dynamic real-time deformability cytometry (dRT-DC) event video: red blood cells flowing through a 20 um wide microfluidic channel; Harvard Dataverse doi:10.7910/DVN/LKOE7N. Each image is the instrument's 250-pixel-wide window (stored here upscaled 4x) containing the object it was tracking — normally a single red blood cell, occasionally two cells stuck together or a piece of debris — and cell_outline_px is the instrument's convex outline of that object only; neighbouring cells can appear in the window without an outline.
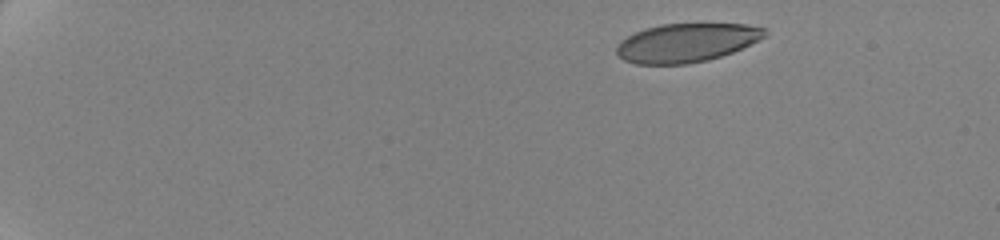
{"species": "human", "species_latin": "Homo sapiens", "temperature_condition": "cold", "stored_images_in_passage": 33, "camera_frame_rate_fps": 3000, "um_per_image_px": 0.085, "donor": {"sex": "female"}, "frame": {"image": 1, "passage_image": 1, "time_ms": 0.0, "image_size_px": [1000, 240], "cell_outline_px": [[768, 28], [764, 36], [760, 40], [732, 52], [708, 60], [684, 64], [636, 64], [624, 60], [616, 52], [616, 48], [620, 40], [644, 28], [660, 24], [744, 24]], "centroid_in_image_um": [58.35, 3.63], "position_along_channel_um": 26.7, "area_um2": 33.35}}
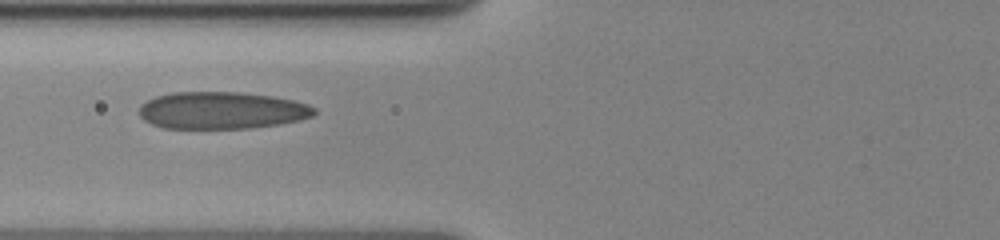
{"frame": {"image": 2, "passage_image": 19, "time_ms": 6.0, "image_size_px": [1000, 240], "cell_outline_px": [[316, 112], [312, 116], [296, 120], [276, 124], [248, 128], [164, 128], [152, 124], [144, 120], [140, 116], [140, 104], [156, 96], [172, 92], [240, 92], [272, 96], [292, 100], [308, 104], [316, 108]], "centroid_in_image_um": [18.82, 9.37], "position_along_channel_um": 107.0, "area_um2": 37.69}}
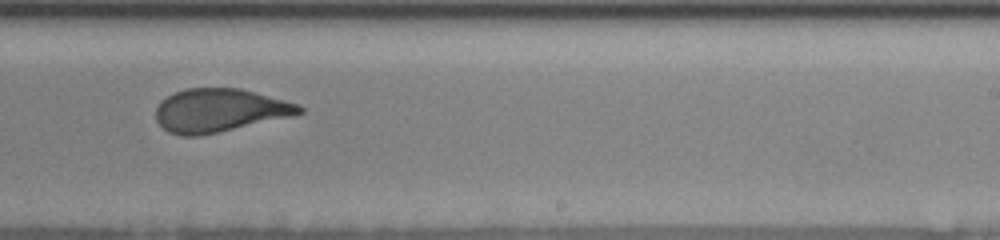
{"frame": {"image": 3, "passage_image": 33, "time_ms": 10.667, "image_size_px": [1000, 240], "cell_outline_px": [[304, 112], [292, 116], [220, 132], [200, 136], [180, 136], [168, 132], [156, 120], [156, 108], [160, 100], [184, 88], [240, 88], [296, 104], [304, 108]], "centroid_in_image_um": [18.62, 9.39], "position_along_channel_um": 270.4, "area_um2": 36.07}}